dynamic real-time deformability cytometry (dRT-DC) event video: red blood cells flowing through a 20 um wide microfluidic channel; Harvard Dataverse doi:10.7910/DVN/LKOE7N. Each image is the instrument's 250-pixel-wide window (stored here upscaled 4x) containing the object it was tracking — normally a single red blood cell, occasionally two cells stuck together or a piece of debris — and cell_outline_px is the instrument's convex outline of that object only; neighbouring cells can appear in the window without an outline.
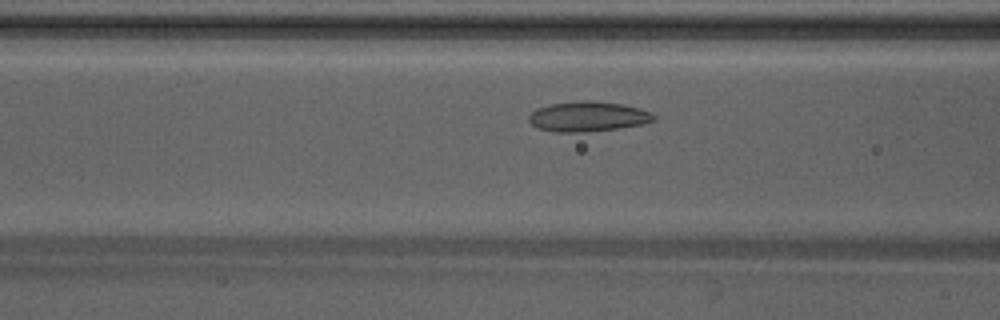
{"species": "Egyptian fruit bat (a non-hibernating species)", "species_latin": "Rousettus aegyptiacus", "temperature_condition": "warm", "stored_images_in_passage": 37, "camera_frame_rate_fps": 3000, "um_per_image_px": 0.085, "animal": {"sex": "male"}, "frame": {"image": 1, "passage_image": 7, "time_ms": 2.0, "image_size_px": [1000, 320], "cell_outline_px": [[656, 120], [640, 124], [616, 128], [580, 132], [556, 132], [536, 128], [528, 120], [528, 116], [536, 108], [548, 104], [584, 100], [588, 100], [620, 104], [640, 108], [652, 112], [656, 116]], "centroid_in_image_um": [49.94, 9.89], "position_along_channel_um": 116.7, "area_um2": 21.79}}
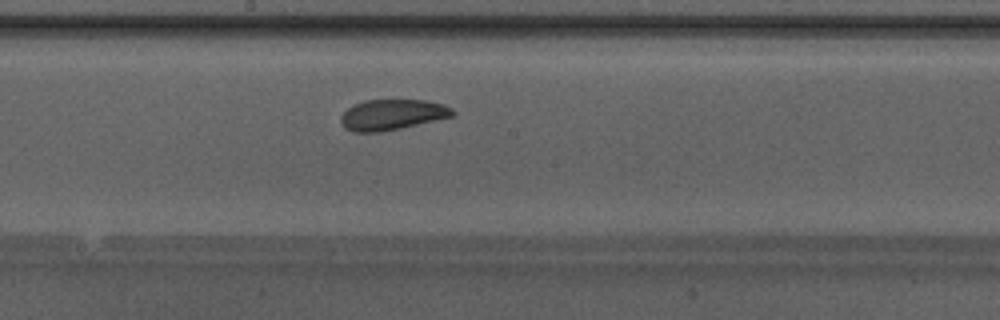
{"frame": {"image": 2, "passage_image": 14, "time_ms": 4.333, "image_size_px": [1000, 320], "cell_outline_px": [[456, 112], [452, 116], [400, 128], [380, 132], [356, 132], [344, 128], [340, 120], [340, 116], [352, 104], [364, 100], [424, 100], [444, 104], [452, 108]], "centroid_in_image_um": [33.31, 9.74], "position_along_channel_um": 214.9, "area_um2": 19.88}}
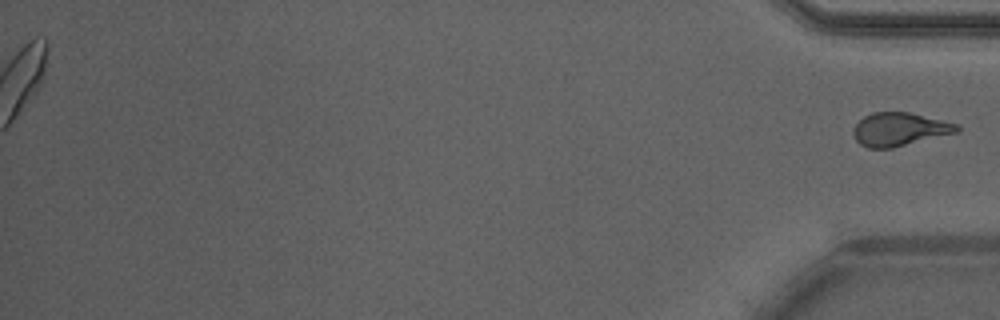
{"frame": {"image": 3, "passage_image": 37, "time_ms": 12.0, "image_size_px": [1000, 320], "cell_outline_px": [[960, 132], [892, 148], [868, 148], [860, 144], [856, 140], [852, 132], [852, 128], [864, 116], [872, 112], [908, 112], [960, 124]], "centroid_in_image_um": [76.48, 10.99], "position_along_channel_um": 358.7, "area_um2": 20.29}}